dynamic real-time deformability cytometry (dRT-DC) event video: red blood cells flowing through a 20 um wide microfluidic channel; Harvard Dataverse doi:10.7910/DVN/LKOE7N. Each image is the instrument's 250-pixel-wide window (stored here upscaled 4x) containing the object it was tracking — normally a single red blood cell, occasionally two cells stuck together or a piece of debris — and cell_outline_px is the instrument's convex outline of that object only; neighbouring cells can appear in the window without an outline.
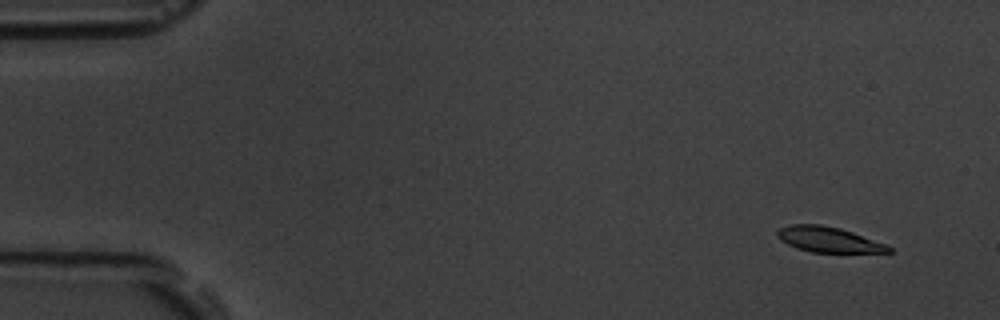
{"species": "common noctule bat (a hibernating species)", "species_latin": "Nyctalus noctula", "temperature_condition": "room temperature", "stored_images_in_passage": 6, "camera_frame_rate_fps": 3000, "um_per_image_px": 0.085, "animal": {"sex": "male", "body_mass_g": 19.5, "forearm_length_mm": 54.6}, "frame": {"image": 1, "passage_image": 2, "time_ms": 1.333, "image_size_px": [1000, 320], "cell_outline_px": [[892, 252], [812, 252], [796, 248], [780, 240], [776, 236], [776, 232], [780, 228], [792, 224], [820, 224], [840, 228], [888, 244], [892, 248]], "centroid_in_image_um": [70.43, 20.36], "position_along_channel_um": 14.6, "area_um2": 16.47}}
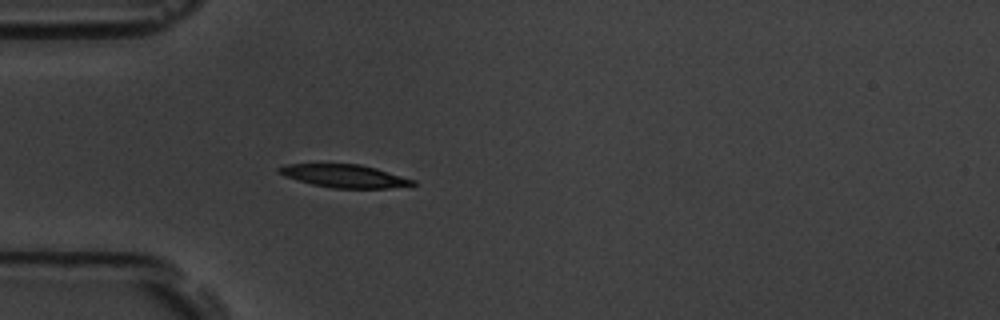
{"frame": {"image": 2, "passage_image": 6, "time_ms": 5.667, "image_size_px": [1000, 320], "cell_outline_px": [[416, 184], [388, 188], [332, 188], [312, 184], [284, 176], [276, 172], [276, 168], [284, 164], [360, 164], [376, 168], [416, 180]], "centroid_in_image_um": [29.24, 14.95], "position_along_channel_um": 55.8, "area_um2": 17.92}}